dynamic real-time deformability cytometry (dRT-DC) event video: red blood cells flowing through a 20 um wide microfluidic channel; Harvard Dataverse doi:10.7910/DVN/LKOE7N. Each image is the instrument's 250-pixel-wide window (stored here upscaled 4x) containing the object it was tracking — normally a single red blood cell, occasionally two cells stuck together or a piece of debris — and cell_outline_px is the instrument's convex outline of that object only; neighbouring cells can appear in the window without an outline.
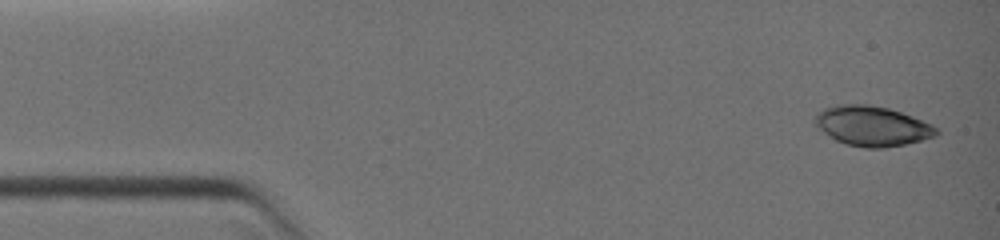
{"species": "common noctule bat (a hibernating species)", "species_latin": "Nyctalus noctula", "temperature_condition": "warm", "stored_images_in_passage": 17, "camera_frame_rate_fps": 3000, "um_per_image_px": 0.085, "animal": {"sex": "female", "body_mass_g": 19.0, "forearm_length_mm": 51.5}, "frame": {"image": 1, "passage_image": 1, "time_ms": 0.0, "image_size_px": [1000, 240], "cell_outline_px": [[940, 132], [936, 136], [904, 144], [884, 148], [864, 148], [844, 144], [836, 140], [812, 124], [812, 120], [824, 108], [836, 104], [868, 104], [888, 108], [912, 116], [932, 124]], "centroid_in_image_um": [74.11, 10.71], "position_along_channel_um": 10.9, "area_um2": 28.32}}
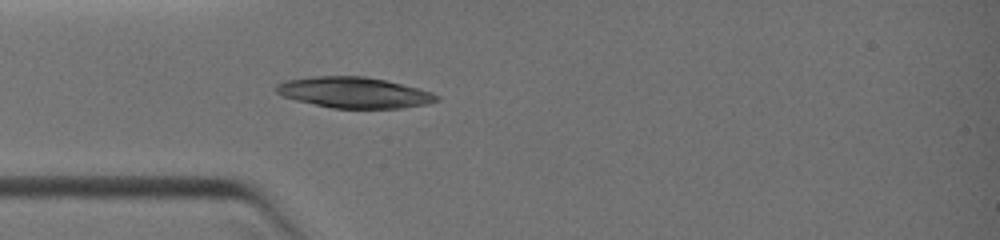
{"frame": {"image": 2, "passage_image": 10, "time_ms": 3.333, "image_size_px": [1000, 240], "cell_outline_px": [[440, 100], [428, 104], [404, 108], [332, 108], [296, 100], [284, 96], [276, 92], [276, 84], [284, 80], [312, 76], [364, 76], [384, 80], [432, 92], [440, 96]], "centroid_in_image_um": [30.1, 7.87], "position_along_channel_um": 54.9, "area_um2": 28.78}}